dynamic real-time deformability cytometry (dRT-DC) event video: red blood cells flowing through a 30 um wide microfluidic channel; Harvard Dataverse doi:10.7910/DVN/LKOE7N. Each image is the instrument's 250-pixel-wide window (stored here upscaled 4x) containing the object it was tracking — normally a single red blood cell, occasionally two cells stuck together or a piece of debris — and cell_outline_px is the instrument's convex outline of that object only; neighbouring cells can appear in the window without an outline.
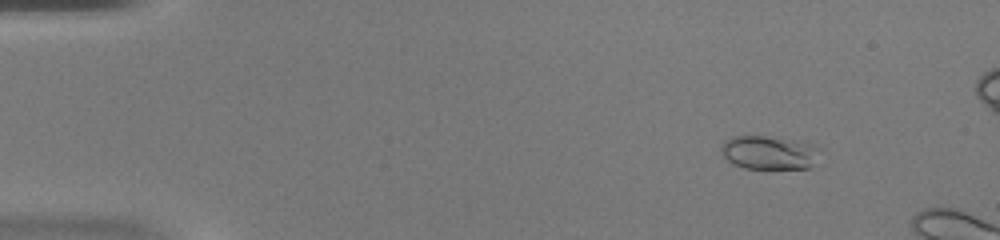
{"species": "common noctule bat (a hibernating species)", "species_latin": "Nyctalus noctula", "temperature_condition": "warm", "stored_images_in_passage": 12, "camera_frame_rate_fps": 3000, "um_per_image_px": 0.085, "animal": {"sex": "female", "body_mass_g": 20.0, "forearm_length_mm": 54.0}, "frame": {"image": 1, "passage_image": 7, "time_ms": 2.0, "image_size_px": [1000, 240], "cell_outline_px": [[812, 148], [808, 168], [744, 168], [732, 164], [720, 152], [720, 148], [724, 140], [732, 136], [764, 136], [808, 140]], "centroid_in_image_um": [65.18, 12.93], "position_along_channel_um": 19.8, "area_um2": 18.73}}